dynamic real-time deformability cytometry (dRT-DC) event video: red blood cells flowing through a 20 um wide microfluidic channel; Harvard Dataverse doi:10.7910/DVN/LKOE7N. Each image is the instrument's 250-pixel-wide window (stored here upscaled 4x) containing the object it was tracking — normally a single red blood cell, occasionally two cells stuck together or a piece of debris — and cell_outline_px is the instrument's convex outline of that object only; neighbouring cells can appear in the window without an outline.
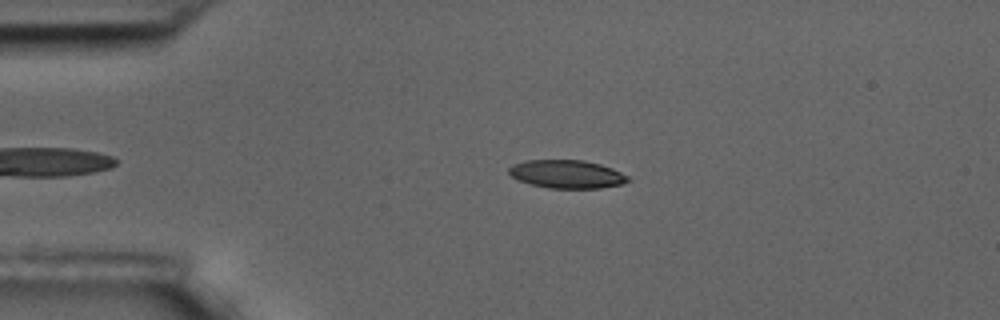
{"species": "common noctule bat (a hibernating species)", "species_latin": "Nyctalus noctula", "temperature_condition": "room temperature", "stored_images_in_passage": 45, "camera_frame_rate_fps": 3000, "um_per_image_px": 0.085, "animal": {"sex": "male", "body_mass_g": 17.5, "forearm_length_mm": 52.3}, "frame": {"image": 1, "passage_image": 9, "time_ms": 2.667, "image_size_px": [1000, 320], "cell_outline_px": [[632, 180], [620, 184], [600, 188], [548, 188], [516, 180], [508, 172], [508, 168], [512, 164], [524, 160], [584, 160], [600, 164], [612, 168], [628, 176]], "centroid_in_image_um": [48.15, 14.79], "position_along_channel_um": 36.8, "area_um2": 19.65}}
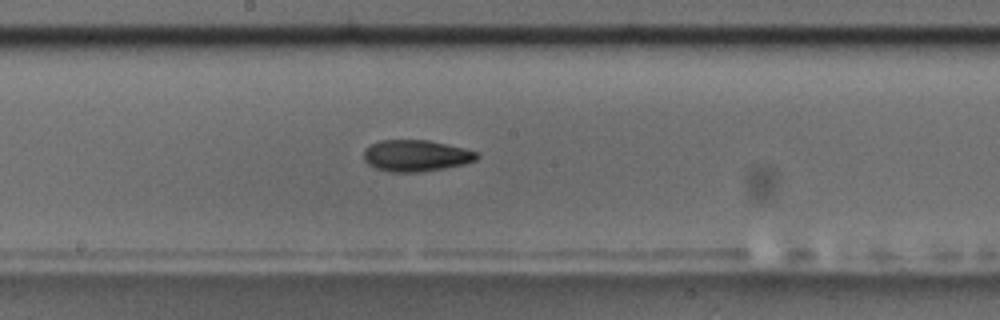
{"frame": {"image": 2, "passage_image": 27, "time_ms": 8.667, "image_size_px": [1000, 320], "cell_outline_px": [[480, 156], [476, 160], [464, 164], [444, 168], [420, 172], [388, 172], [376, 168], [368, 164], [364, 160], [364, 148], [380, 140], [428, 140], [464, 148], [476, 152]], "centroid_in_image_um": [35.34, 13.23], "position_along_channel_um": 212.9, "area_um2": 20.75}}
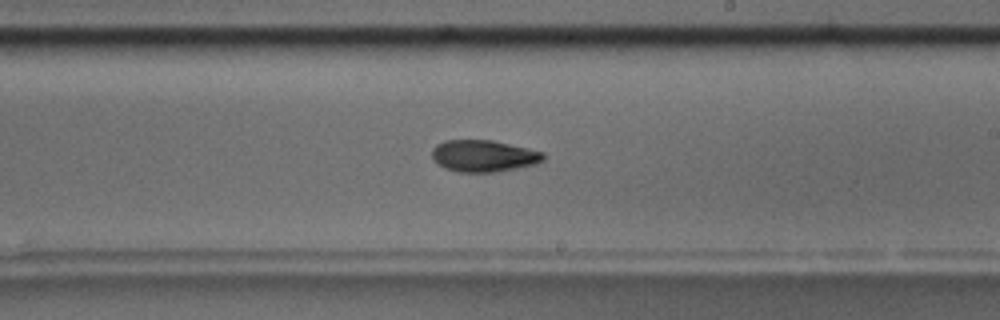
{"frame": {"image": 3, "passage_image": 30, "time_ms": 9.667, "image_size_px": [1000, 320], "cell_outline_px": [[544, 160], [536, 164], [496, 172], [456, 172], [444, 168], [432, 156], [432, 148], [436, 144], [444, 140], [492, 140], [528, 148], [544, 152]], "centroid_in_image_um": [41.11, 13.25], "position_along_channel_um": 247.9, "area_um2": 20.63}, "authors_computed_cell_mechanics": {"area_um2": 20.1722, "velocity_mm_per_s": 3.517, "shape_relaxation_time_tau1_ms": 4.1803, "shape_relaxation_time_tau2_ms": 9.2346, "deformation_change_tau1": 0.1491, "deformation_change_tau2": 0.1466}}